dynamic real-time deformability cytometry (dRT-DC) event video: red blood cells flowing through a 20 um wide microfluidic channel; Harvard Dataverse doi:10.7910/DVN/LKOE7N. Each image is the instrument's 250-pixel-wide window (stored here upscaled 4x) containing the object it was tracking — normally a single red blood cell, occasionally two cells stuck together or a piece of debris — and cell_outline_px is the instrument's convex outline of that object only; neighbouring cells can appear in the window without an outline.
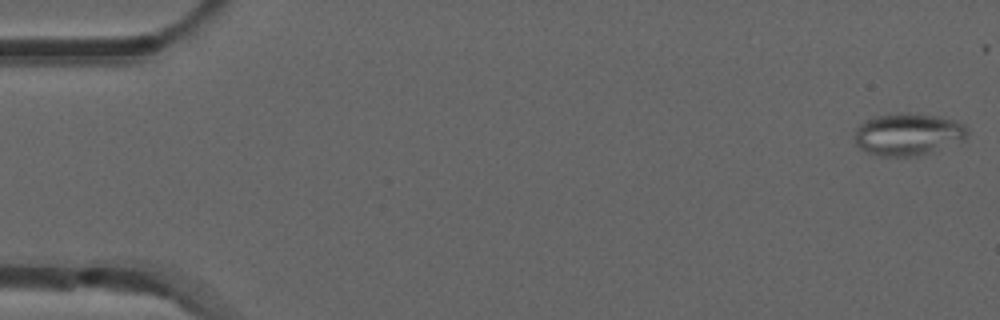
{"species": "common noctule bat (a hibernating species)", "species_latin": "Nyctalus noctula", "temperature_condition": "room temperature", "stored_images_in_passage": 49, "camera_frame_rate_fps": 3000, "um_per_image_px": 0.085, "animal": {"sex": "male", "forearm_length_mm": 52.5}, "frame": {"image": 1, "passage_image": 1, "time_ms": 0.0, "image_size_px": [1000, 320], "cell_outline_px": [[968, 136], [964, 140], [916, 156], [880, 156], [868, 152], [860, 148], [856, 144], [856, 128], [860, 124], [872, 116], [900, 112], [940, 116], [952, 120], [968, 128]], "centroid_in_image_um": [77.16, 11.4], "position_along_channel_um": 7.8, "area_um2": 27.51}}
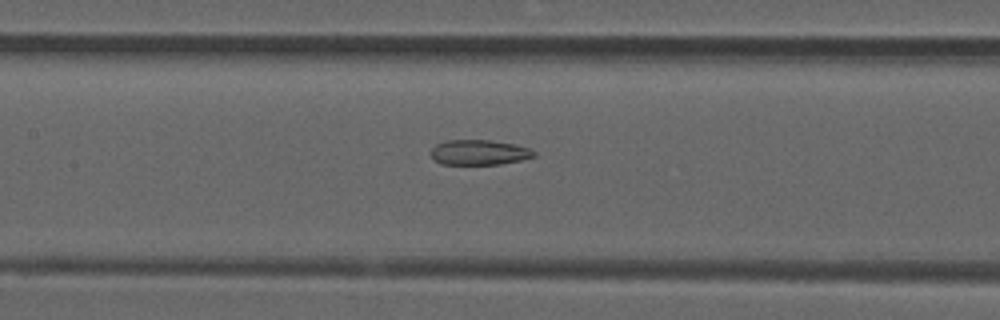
{"frame": {"image": 2, "passage_image": 24, "time_ms": 7.667, "image_size_px": [1000, 320], "cell_outline_px": [[536, 156], [520, 160], [500, 164], [440, 164], [432, 160], [432, 148], [436, 144], [448, 140], [492, 140], [512, 144], [528, 148], [536, 152]], "centroid_in_image_um": [40.7, 12.95], "position_along_channel_um": 166.7, "area_um2": 15.03}}
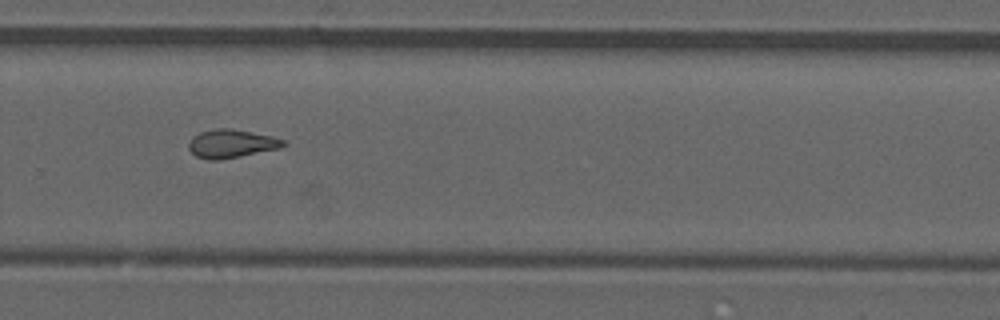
{"frame": {"image": 3, "passage_image": 35, "time_ms": 11.333, "image_size_px": [1000, 320], "cell_outline_px": [[288, 144], [280, 148], [220, 160], [208, 160], [196, 156], [188, 148], [188, 144], [192, 136], [200, 132], [216, 128], [228, 128], [252, 132], [272, 136], [284, 140]], "centroid_in_image_um": [19.66, 12.21], "position_along_channel_um": 310.1, "area_um2": 15.66}, "authors_computed_cell_mechanics": {"area_um2": 15.5482, "velocity_mm_per_s": 3.9269, "shape_relaxation_time_tau1_ms": null, "shape_relaxation_time_tau2_ms": 3.3541, "deformation_change_tau1": null, "deformation_change_tau2": 0.119}}